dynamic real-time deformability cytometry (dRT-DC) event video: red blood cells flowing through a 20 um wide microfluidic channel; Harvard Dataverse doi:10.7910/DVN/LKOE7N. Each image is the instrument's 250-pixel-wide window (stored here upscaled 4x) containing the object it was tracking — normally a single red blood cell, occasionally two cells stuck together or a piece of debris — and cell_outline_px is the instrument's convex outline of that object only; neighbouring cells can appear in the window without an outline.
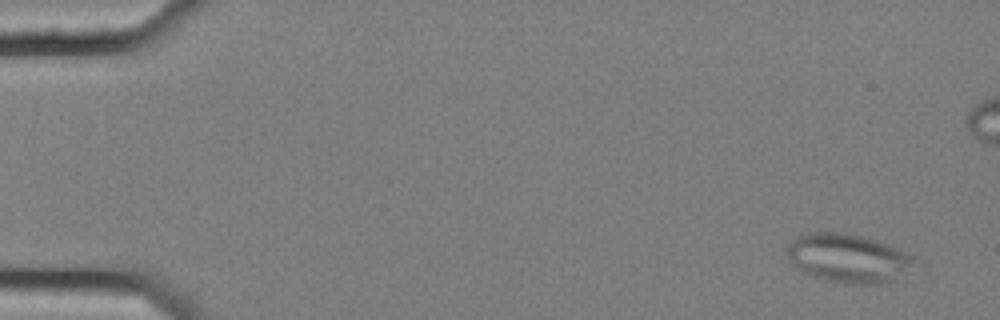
{"species": "common noctule bat (a hibernating species)", "species_latin": "Nyctalus noctula", "temperature_condition": "cold", "stored_images_in_passage": 6, "camera_frame_rate_fps": 3000, "um_per_image_px": 0.085, "animal": {"sex": "female", "body_mass_g": 25.1}, "frame": {"image": 1, "passage_image": 1, "time_ms": 0.0, "image_size_px": [1000, 320], "cell_outline_px": [[924, 264], [892, 280], [880, 284], [844, 284], [824, 280], [808, 276], [796, 268], [792, 264], [784, 252], [788, 244], [796, 236], [808, 232], [840, 232], [860, 236], [888, 244], [916, 256]], "centroid_in_image_um": [72.14, 21.97], "position_along_channel_um": 12.9, "area_um2": 37.34}}